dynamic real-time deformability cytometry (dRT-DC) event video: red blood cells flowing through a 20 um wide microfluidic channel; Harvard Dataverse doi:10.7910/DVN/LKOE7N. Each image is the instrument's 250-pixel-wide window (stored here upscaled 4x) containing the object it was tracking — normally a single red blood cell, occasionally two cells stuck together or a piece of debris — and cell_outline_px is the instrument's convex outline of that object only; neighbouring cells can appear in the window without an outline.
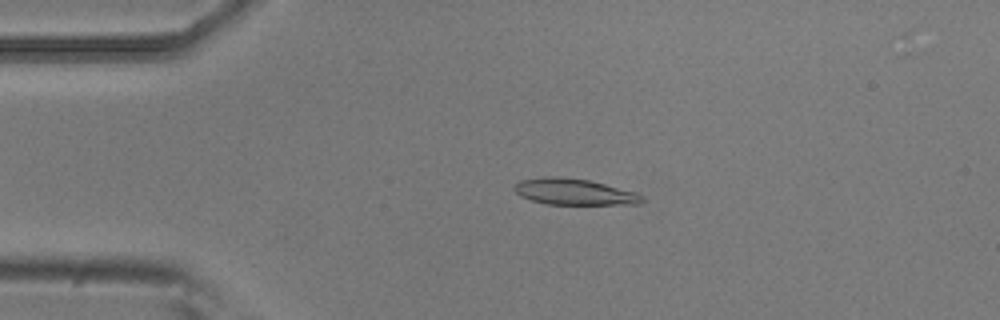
{"species": "common noctule bat (a hibernating species)", "species_latin": "Nyctalus noctula", "temperature_condition": "room temperature", "stored_images_in_passage": 5, "camera_frame_rate_fps": 3000, "um_per_image_px": 0.085, "animal": {"sex": "male", "body_mass_g": 20.5, "forearm_length_mm": 52.5}, "frame": {"image": 1, "passage_image": 3, "time_ms": 0.667, "image_size_px": [1000, 320], "cell_outline_px": [[644, 200], [640, 204], [548, 204], [532, 200], [520, 196], [516, 192], [516, 184], [520, 180], [544, 176], [560, 176], [588, 180], [636, 192], [644, 196]], "centroid_in_image_um": [48.83, 16.3], "position_along_channel_um": 36.2, "area_um2": 19.36}}